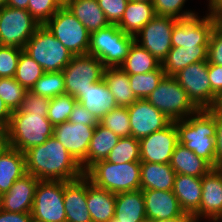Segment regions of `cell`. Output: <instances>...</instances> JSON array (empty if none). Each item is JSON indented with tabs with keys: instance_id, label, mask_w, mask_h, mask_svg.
Masks as SVG:
<instances>
[{
	"instance_id": "cell-29",
	"label": "cell",
	"mask_w": 222,
	"mask_h": 222,
	"mask_svg": "<svg viewBox=\"0 0 222 222\" xmlns=\"http://www.w3.org/2000/svg\"><path fill=\"white\" fill-rule=\"evenodd\" d=\"M114 217L119 222H143L147 219L142 190L116 194Z\"/></svg>"
},
{
	"instance_id": "cell-38",
	"label": "cell",
	"mask_w": 222,
	"mask_h": 222,
	"mask_svg": "<svg viewBox=\"0 0 222 222\" xmlns=\"http://www.w3.org/2000/svg\"><path fill=\"white\" fill-rule=\"evenodd\" d=\"M31 91L49 99L65 94L63 72H44L39 80L33 85Z\"/></svg>"
},
{
	"instance_id": "cell-40",
	"label": "cell",
	"mask_w": 222,
	"mask_h": 222,
	"mask_svg": "<svg viewBox=\"0 0 222 222\" xmlns=\"http://www.w3.org/2000/svg\"><path fill=\"white\" fill-rule=\"evenodd\" d=\"M76 102V98L66 93L52 98L48 107V120L53 126L67 122Z\"/></svg>"
},
{
	"instance_id": "cell-41",
	"label": "cell",
	"mask_w": 222,
	"mask_h": 222,
	"mask_svg": "<svg viewBox=\"0 0 222 222\" xmlns=\"http://www.w3.org/2000/svg\"><path fill=\"white\" fill-rule=\"evenodd\" d=\"M27 90L15 78H0V97L11 111L18 110Z\"/></svg>"
},
{
	"instance_id": "cell-55",
	"label": "cell",
	"mask_w": 222,
	"mask_h": 222,
	"mask_svg": "<svg viewBox=\"0 0 222 222\" xmlns=\"http://www.w3.org/2000/svg\"><path fill=\"white\" fill-rule=\"evenodd\" d=\"M29 0H7L6 6L18 9H28Z\"/></svg>"
},
{
	"instance_id": "cell-36",
	"label": "cell",
	"mask_w": 222,
	"mask_h": 222,
	"mask_svg": "<svg viewBox=\"0 0 222 222\" xmlns=\"http://www.w3.org/2000/svg\"><path fill=\"white\" fill-rule=\"evenodd\" d=\"M115 164L140 162V142L133 136L122 137L105 159Z\"/></svg>"
},
{
	"instance_id": "cell-10",
	"label": "cell",
	"mask_w": 222,
	"mask_h": 222,
	"mask_svg": "<svg viewBox=\"0 0 222 222\" xmlns=\"http://www.w3.org/2000/svg\"><path fill=\"white\" fill-rule=\"evenodd\" d=\"M104 64L95 56H73L69 64L62 70L65 93L77 98L95 82L103 80Z\"/></svg>"
},
{
	"instance_id": "cell-18",
	"label": "cell",
	"mask_w": 222,
	"mask_h": 222,
	"mask_svg": "<svg viewBox=\"0 0 222 222\" xmlns=\"http://www.w3.org/2000/svg\"><path fill=\"white\" fill-rule=\"evenodd\" d=\"M94 129L95 126L75 124L67 121L54 126L53 136L81 164L87 157Z\"/></svg>"
},
{
	"instance_id": "cell-16",
	"label": "cell",
	"mask_w": 222,
	"mask_h": 222,
	"mask_svg": "<svg viewBox=\"0 0 222 222\" xmlns=\"http://www.w3.org/2000/svg\"><path fill=\"white\" fill-rule=\"evenodd\" d=\"M131 136L140 140L167 127L171 121L146 99H137L127 107Z\"/></svg>"
},
{
	"instance_id": "cell-13",
	"label": "cell",
	"mask_w": 222,
	"mask_h": 222,
	"mask_svg": "<svg viewBox=\"0 0 222 222\" xmlns=\"http://www.w3.org/2000/svg\"><path fill=\"white\" fill-rule=\"evenodd\" d=\"M176 21L172 17L156 15L134 36L135 42L162 63L172 48V30Z\"/></svg>"
},
{
	"instance_id": "cell-48",
	"label": "cell",
	"mask_w": 222,
	"mask_h": 222,
	"mask_svg": "<svg viewBox=\"0 0 222 222\" xmlns=\"http://www.w3.org/2000/svg\"><path fill=\"white\" fill-rule=\"evenodd\" d=\"M69 122L75 124H83V125H90L96 126L99 123L97 117L90 113L82 104L76 102L69 117Z\"/></svg>"
},
{
	"instance_id": "cell-27",
	"label": "cell",
	"mask_w": 222,
	"mask_h": 222,
	"mask_svg": "<svg viewBox=\"0 0 222 222\" xmlns=\"http://www.w3.org/2000/svg\"><path fill=\"white\" fill-rule=\"evenodd\" d=\"M120 138L100 123L95 126L86 159L80 164L85 172L94 163L105 160Z\"/></svg>"
},
{
	"instance_id": "cell-34",
	"label": "cell",
	"mask_w": 222,
	"mask_h": 222,
	"mask_svg": "<svg viewBox=\"0 0 222 222\" xmlns=\"http://www.w3.org/2000/svg\"><path fill=\"white\" fill-rule=\"evenodd\" d=\"M160 65L161 62L134 41L127 57L119 67L128 75H131L156 70Z\"/></svg>"
},
{
	"instance_id": "cell-17",
	"label": "cell",
	"mask_w": 222,
	"mask_h": 222,
	"mask_svg": "<svg viewBox=\"0 0 222 222\" xmlns=\"http://www.w3.org/2000/svg\"><path fill=\"white\" fill-rule=\"evenodd\" d=\"M196 222L201 219L217 222L222 217V168H213L202 177V198L199 209L193 214Z\"/></svg>"
},
{
	"instance_id": "cell-46",
	"label": "cell",
	"mask_w": 222,
	"mask_h": 222,
	"mask_svg": "<svg viewBox=\"0 0 222 222\" xmlns=\"http://www.w3.org/2000/svg\"><path fill=\"white\" fill-rule=\"evenodd\" d=\"M129 0H97L109 24L117 25L127 7Z\"/></svg>"
},
{
	"instance_id": "cell-9",
	"label": "cell",
	"mask_w": 222,
	"mask_h": 222,
	"mask_svg": "<svg viewBox=\"0 0 222 222\" xmlns=\"http://www.w3.org/2000/svg\"><path fill=\"white\" fill-rule=\"evenodd\" d=\"M39 24L26 9L0 8V45L24 49Z\"/></svg>"
},
{
	"instance_id": "cell-15",
	"label": "cell",
	"mask_w": 222,
	"mask_h": 222,
	"mask_svg": "<svg viewBox=\"0 0 222 222\" xmlns=\"http://www.w3.org/2000/svg\"><path fill=\"white\" fill-rule=\"evenodd\" d=\"M140 162L170 164L173 151L178 144L175 121L160 131L139 140Z\"/></svg>"
},
{
	"instance_id": "cell-59",
	"label": "cell",
	"mask_w": 222,
	"mask_h": 222,
	"mask_svg": "<svg viewBox=\"0 0 222 222\" xmlns=\"http://www.w3.org/2000/svg\"><path fill=\"white\" fill-rule=\"evenodd\" d=\"M129 1L152 3L153 0H129Z\"/></svg>"
},
{
	"instance_id": "cell-12",
	"label": "cell",
	"mask_w": 222,
	"mask_h": 222,
	"mask_svg": "<svg viewBox=\"0 0 222 222\" xmlns=\"http://www.w3.org/2000/svg\"><path fill=\"white\" fill-rule=\"evenodd\" d=\"M174 77L199 110L213 107L217 95L211 90L207 61L192 63Z\"/></svg>"
},
{
	"instance_id": "cell-47",
	"label": "cell",
	"mask_w": 222,
	"mask_h": 222,
	"mask_svg": "<svg viewBox=\"0 0 222 222\" xmlns=\"http://www.w3.org/2000/svg\"><path fill=\"white\" fill-rule=\"evenodd\" d=\"M207 62L222 66V27L216 23L208 42Z\"/></svg>"
},
{
	"instance_id": "cell-45",
	"label": "cell",
	"mask_w": 222,
	"mask_h": 222,
	"mask_svg": "<svg viewBox=\"0 0 222 222\" xmlns=\"http://www.w3.org/2000/svg\"><path fill=\"white\" fill-rule=\"evenodd\" d=\"M49 98L33 93L31 90L25 92V97L20 108L21 113L40 114V116H47L48 107L50 103Z\"/></svg>"
},
{
	"instance_id": "cell-21",
	"label": "cell",
	"mask_w": 222,
	"mask_h": 222,
	"mask_svg": "<svg viewBox=\"0 0 222 222\" xmlns=\"http://www.w3.org/2000/svg\"><path fill=\"white\" fill-rule=\"evenodd\" d=\"M148 220L173 219L184 213L172 190H142Z\"/></svg>"
},
{
	"instance_id": "cell-3",
	"label": "cell",
	"mask_w": 222,
	"mask_h": 222,
	"mask_svg": "<svg viewBox=\"0 0 222 222\" xmlns=\"http://www.w3.org/2000/svg\"><path fill=\"white\" fill-rule=\"evenodd\" d=\"M84 176L96 187L114 194L140 190L141 162L115 164L101 160L91 165Z\"/></svg>"
},
{
	"instance_id": "cell-37",
	"label": "cell",
	"mask_w": 222,
	"mask_h": 222,
	"mask_svg": "<svg viewBox=\"0 0 222 222\" xmlns=\"http://www.w3.org/2000/svg\"><path fill=\"white\" fill-rule=\"evenodd\" d=\"M44 74L42 67L32 59L24 50L21 51L15 74V80L26 90H31L33 85Z\"/></svg>"
},
{
	"instance_id": "cell-20",
	"label": "cell",
	"mask_w": 222,
	"mask_h": 222,
	"mask_svg": "<svg viewBox=\"0 0 222 222\" xmlns=\"http://www.w3.org/2000/svg\"><path fill=\"white\" fill-rule=\"evenodd\" d=\"M66 222H92L87 208V178L64 181Z\"/></svg>"
},
{
	"instance_id": "cell-62",
	"label": "cell",
	"mask_w": 222,
	"mask_h": 222,
	"mask_svg": "<svg viewBox=\"0 0 222 222\" xmlns=\"http://www.w3.org/2000/svg\"><path fill=\"white\" fill-rule=\"evenodd\" d=\"M109 222H119L115 217L111 219Z\"/></svg>"
},
{
	"instance_id": "cell-61",
	"label": "cell",
	"mask_w": 222,
	"mask_h": 222,
	"mask_svg": "<svg viewBox=\"0 0 222 222\" xmlns=\"http://www.w3.org/2000/svg\"><path fill=\"white\" fill-rule=\"evenodd\" d=\"M217 23L222 27V15L217 19Z\"/></svg>"
},
{
	"instance_id": "cell-30",
	"label": "cell",
	"mask_w": 222,
	"mask_h": 222,
	"mask_svg": "<svg viewBox=\"0 0 222 222\" xmlns=\"http://www.w3.org/2000/svg\"><path fill=\"white\" fill-rule=\"evenodd\" d=\"M170 165L176 174L190 175L198 178H202L213 169L206 160L198 157L193 151L179 143L173 151Z\"/></svg>"
},
{
	"instance_id": "cell-32",
	"label": "cell",
	"mask_w": 222,
	"mask_h": 222,
	"mask_svg": "<svg viewBox=\"0 0 222 222\" xmlns=\"http://www.w3.org/2000/svg\"><path fill=\"white\" fill-rule=\"evenodd\" d=\"M155 16L152 3L128 1L125 12L117 26L123 32L135 36Z\"/></svg>"
},
{
	"instance_id": "cell-7",
	"label": "cell",
	"mask_w": 222,
	"mask_h": 222,
	"mask_svg": "<svg viewBox=\"0 0 222 222\" xmlns=\"http://www.w3.org/2000/svg\"><path fill=\"white\" fill-rule=\"evenodd\" d=\"M146 100L171 122L186 119L199 110L174 76L165 75Z\"/></svg>"
},
{
	"instance_id": "cell-2",
	"label": "cell",
	"mask_w": 222,
	"mask_h": 222,
	"mask_svg": "<svg viewBox=\"0 0 222 222\" xmlns=\"http://www.w3.org/2000/svg\"><path fill=\"white\" fill-rule=\"evenodd\" d=\"M175 126L178 143L216 168L215 117L207 109H200L186 119L175 121Z\"/></svg>"
},
{
	"instance_id": "cell-53",
	"label": "cell",
	"mask_w": 222,
	"mask_h": 222,
	"mask_svg": "<svg viewBox=\"0 0 222 222\" xmlns=\"http://www.w3.org/2000/svg\"><path fill=\"white\" fill-rule=\"evenodd\" d=\"M208 2V14L218 19L222 15V0H209Z\"/></svg>"
},
{
	"instance_id": "cell-24",
	"label": "cell",
	"mask_w": 222,
	"mask_h": 222,
	"mask_svg": "<svg viewBox=\"0 0 222 222\" xmlns=\"http://www.w3.org/2000/svg\"><path fill=\"white\" fill-rule=\"evenodd\" d=\"M208 45L195 47H172L161 66L166 76H174L188 65L207 61Z\"/></svg>"
},
{
	"instance_id": "cell-8",
	"label": "cell",
	"mask_w": 222,
	"mask_h": 222,
	"mask_svg": "<svg viewBox=\"0 0 222 222\" xmlns=\"http://www.w3.org/2000/svg\"><path fill=\"white\" fill-rule=\"evenodd\" d=\"M44 25L73 56L88 54L90 32L66 6H62Z\"/></svg>"
},
{
	"instance_id": "cell-60",
	"label": "cell",
	"mask_w": 222,
	"mask_h": 222,
	"mask_svg": "<svg viewBox=\"0 0 222 222\" xmlns=\"http://www.w3.org/2000/svg\"><path fill=\"white\" fill-rule=\"evenodd\" d=\"M7 0H0V8L6 6Z\"/></svg>"
},
{
	"instance_id": "cell-14",
	"label": "cell",
	"mask_w": 222,
	"mask_h": 222,
	"mask_svg": "<svg viewBox=\"0 0 222 222\" xmlns=\"http://www.w3.org/2000/svg\"><path fill=\"white\" fill-rule=\"evenodd\" d=\"M203 18L197 15L187 19L177 20L172 30V47H195L208 45L212 29L217 18L206 14Z\"/></svg>"
},
{
	"instance_id": "cell-19",
	"label": "cell",
	"mask_w": 222,
	"mask_h": 222,
	"mask_svg": "<svg viewBox=\"0 0 222 222\" xmlns=\"http://www.w3.org/2000/svg\"><path fill=\"white\" fill-rule=\"evenodd\" d=\"M39 179L26 173L0 196V209L15 213H31Z\"/></svg>"
},
{
	"instance_id": "cell-33",
	"label": "cell",
	"mask_w": 222,
	"mask_h": 222,
	"mask_svg": "<svg viewBox=\"0 0 222 222\" xmlns=\"http://www.w3.org/2000/svg\"><path fill=\"white\" fill-rule=\"evenodd\" d=\"M103 80L114 96L117 106L128 107L137 100L130 87L128 74L120 67H105Z\"/></svg>"
},
{
	"instance_id": "cell-42",
	"label": "cell",
	"mask_w": 222,
	"mask_h": 222,
	"mask_svg": "<svg viewBox=\"0 0 222 222\" xmlns=\"http://www.w3.org/2000/svg\"><path fill=\"white\" fill-rule=\"evenodd\" d=\"M186 0H153L155 14L158 16L172 17L174 19H187L197 15L195 11L183 10Z\"/></svg>"
},
{
	"instance_id": "cell-63",
	"label": "cell",
	"mask_w": 222,
	"mask_h": 222,
	"mask_svg": "<svg viewBox=\"0 0 222 222\" xmlns=\"http://www.w3.org/2000/svg\"><path fill=\"white\" fill-rule=\"evenodd\" d=\"M143 222H153V220L145 219Z\"/></svg>"
},
{
	"instance_id": "cell-54",
	"label": "cell",
	"mask_w": 222,
	"mask_h": 222,
	"mask_svg": "<svg viewBox=\"0 0 222 222\" xmlns=\"http://www.w3.org/2000/svg\"><path fill=\"white\" fill-rule=\"evenodd\" d=\"M153 222H196V221L192 214L184 212L182 215L173 219L153 220Z\"/></svg>"
},
{
	"instance_id": "cell-4",
	"label": "cell",
	"mask_w": 222,
	"mask_h": 222,
	"mask_svg": "<svg viewBox=\"0 0 222 222\" xmlns=\"http://www.w3.org/2000/svg\"><path fill=\"white\" fill-rule=\"evenodd\" d=\"M8 144L22 153L31 147L41 145L53 136L54 126L47 116L12 111L6 128Z\"/></svg>"
},
{
	"instance_id": "cell-57",
	"label": "cell",
	"mask_w": 222,
	"mask_h": 222,
	"mask_svg": "<svg viewBox=\"0 0 222 222\" xmlns=\"http://www.w3.org/2000/svg\"><path fill=\"white\" fill-rule=\"evenodd\" d=\"M207 110H218V111H222V91L221 93L217 96L216 101L213 105L212 108L207 109Z\"/></svg>"
},
{
	"instance_id": "cell-26",
	"label": "cell",
	"mask_w": 222,
	"mask_h": 222,
	"mask_svg": "<svg viewBox=\"0 0 222 222\" xmlns=\"http://www.w3.org/2000/svg\"><path fill=\"white\" fill-rule=\"evenodd\" d=\"M77 102L100 120L106 113L117 107L114 96L109 92L104 80L95 82L84 95H79Z\"/></svg>"
},
{
	"instance_id": "cell-25",
	"label": "cell",
	"mask_w": 222,
	"mask_h": 222,
	"mask_svg": "<svg viewBox=\"0 0 222 222\" xmlns=\"http://www.w3.org/2000/svg\"><path fill=\"white\" fill-rule=\"evenodd\" d=\"M116 194L93 185L87 179V208L92 222H109L115 215Z\"/></svg>"
},
{
	"instance_id": "cell-50",
	"label": "cell",
	"mask_w": 222,
	"mask_h": 222,
	"mask_svg": "<svg viewBox=\"0 0 222 222\" xmlns=\"http://www.w3.org/2000/svg\"><path fill=\"white\" fill-rule=\"evenodd\" d=\"M211 90L218 96L222 91V66L208 63Z\"/></svg>"
},
{
	"instance_id": "cell-58",
	"label": "cell",
	"mask_w": 222,
	"mask_h": 222,
	"mask_svg": "<svg viewBox=\"0 0 222 222\" xmlns=\"http://www.w3.org/2000/svg\"><path fill=\"white\" fill-rule=\"evenodd\" d=\"M58 2L61 6H66L69 0H55Z\"/></svg>"
},
{
	"instance_id": "cell-28",
	"label": "cell",
	"mask_w": 222,
	"mask_h": 222,
	"mask_svg": "<svg viewBox=\"0 0 222 222\" xmlns=\"http://www.w3.org/2000/svg\"><path fill=\"white\" fill-rule=\"evenodd\" d=\"M26 173L24 153L8 146L0 155V196Z\"/></svg>"
},
{
	"instance_id": "cell-52",
	"label": "cell",
	"mask_w": 222,
	"mask_h": 222,
	"mask_svg": "<svg viewBox=\"0 0 222 222\" xmlns=\"http://www.w3.org/2000/svg\"><path fill=\"white\" fill-rule=\"evenodd\" d=\"M12 111L7 107L0 97V126L7 128L11 119Z\"/></svg>"
},
{
	"instance_id": "cell-5",
	"label": "cell",
	"mask_w": 222,
	"mask_h": 222,
	"mask_svg": "<svg viewBox=\"0 0 222 222\" xmlns=\"http://www.w3.org/2000/svg\"><path fill=\"white\" fill-rule=\"evenodd\" d=\"M135 38L110 24L90 33L88 54L95 56L105 67H119L127 57Z\"/></svg>"
},
{
	"instance_id": "cell-1",
	"label": "cell",
	"mask_w": 222,
	"mask_h": 222,
	"mask_svg": "<svg viewBox=\"0 0 222 222\" xmlns=\"http://www.w3.org/2000/svg\"><path fill=\"white\" fill-rule=\"evenodd\" d=\"M24 155L26 172L39 180L70 182L84 176L81 165L54 136Z\"/></svg>"
},
{
	"instance_id": "cell-56",
	"label": "cell",
	"mask_w": 222,
	"mask_h": 222,
	"mask_svg": "<svg viewBox=\"0 0 222 222\" xmlns=\"http://www.w3.org/2000/svg\"><path fill=\"white\" fill-rule=\"evenodd\" d=\"M9 146L8 136L5 128L0 129V155L6 150Z\"/></svg>"
},
{
	"instance_id": "cell-22",
	"label": "cell",
	"mask_w": 222,
	"mask_h": 222,
	"mask_svg": "<svg viewBox=\"0 0 222 222\" xmlns=\"http://www.w3.org/2000/svg\"><path fill=\"white\" fill-rule=\"evenodd\" d=\"M172 191L178 199L180 208L193 215L200 207L202 178L176 174Z\"/></svg>"
},
{
	"instance_id": "cell-6",
	"label": "cell",
	"mask_w": 222,
	"mask_h": 222,
	"mask_svg": "<svg viewBox=\"0 0 222 222\" xmlns=\"http://www.w3.org/2000/svg\"><path fill=\"white\" fill-rule=\"evenodd\" d=\"M44 72L62 71L73 55L54 37L45 25H40L23 49Z\"/></svg>"
},
{
	"instance_id": "cell-51",
	"label": "cell",
	"mask_w": 222,
	"mask_h": 222,
	"mask_svg": "<svg viewBox=\"0 0 222 222\" xmlns=\"http://www.w3.org/2000/svg\"><path fill=\"white\" fill-rule=\"evenodd\" d=\"M0 222H34L31 213H15L0 209Z\"/></svg>"
},
{
	"instance_id": "cell-44",
	"label": "cell",
	"mask_w": 222,
	"mask_h": 222,
	"mask_svg": "<svg viewBox=\"0 0 222 222\" xmlns=\"http://www.w3.org/2000/svg\"><path fill=\"white\" fill-rule=\"evenodd\" d=\"M23 49L0 45V78H13Z\"/></svg>"
},
{
	"instance_id": "cell-31",
	"label": "cell",
	"mask_w": 222,
	"mask_h": 222,
	"mask_svg": "<svg viewBox=\"0 0 222 222\" xmlns=\"http://www.w3.org/2000/svg\"><path fill=\"white\" fill-rule=\"evenodd\" d=\"M66 7L90 33L110 25L97 0H69Z\"/></svg>"
},
{
	"instance_id": "cell-43",
	"label": "cell",
	"mask_w": 222,
	"mask_h": 222,
	"mask_svg": "<svg viewBox=\"0 0 222 222\" xmlns=\"http://www.w3.org/2000/svg\"><path fill=\"white\" fill-rule=\"evenodd\" d=\"M62 6L55 0H29L28 11L41 25H44Z\"/></svg>"
},
{
	"instance_id": "cell-35",
	"label": "cell",
	"mask_w": 222,
	"mask_h": 222,
	"mask_svg": "<svg viewBox=\"0 0 222 222\" xmlns=\"http://www.w3.org/2000/svg\"><path fill=\"white\" fill-rule=\"evenodd\" d=\"M165 76V72L160 65L156 70L128 75L130 87L137 99H146L158 86Z\"/></svg>"
},
{
	"instance_id": "cell-23",
	"label": "cell",
	"mask_w": 222,
	"mask_h": 222,
	"mask_svg": "<svg viewBox=\"0 0 222 222\" xmlns=\"http://www.w3.org/2000/svg\"><path fill=\"white\" fill-rule=\"evenodd\" d=\"M176 173L170 164L141 162V190H173Z\"/></svg>"
},
{
	"instance_id": "cell-39",
	"label": "cell",
	"mask_w": 222,
	"mask_h": 222,
	"mask_svg": "<svg viewBox=\"0 0 222 222\" xmlns=\"http://www.w3.org/2000/svg\"><path fill=\"white\" fill-rule=\"evenodd\" d=\"M99 123L110 129L119 138L131 136L130 119L127 107L117 106L106 113Z\"/></svg>"
},
{
	"instance_id": "cell-49",
	"label": "cell",
	"mask_w": 222,
	"mask_h": 222,
	"mask_svg": "<svg viewBox=\"0 0 222 222\" xmlns=\"http://www.w3.org/2000/svg\"><path fill=\"white\" fill-rule=\"evenodd\" d=\"M215 117L216 124V168L222 167V111L208 110Z\"/></svg>"
},
{
	"instance_id": "cell-11",
	"label": "cell",
	"mask_w": 222,
	"mask_h": 222,
	"mask_svg": "<svg viewBox=\"0 0 222 222\" xmlns=\"http://www.w3.org/2000/svg\"><path fill=\"white\" fill-rule=\"evenodd\" d=\"M31 215L34 222H66L64 181L39 180Z\"/></svg>"
}]
</instances>
